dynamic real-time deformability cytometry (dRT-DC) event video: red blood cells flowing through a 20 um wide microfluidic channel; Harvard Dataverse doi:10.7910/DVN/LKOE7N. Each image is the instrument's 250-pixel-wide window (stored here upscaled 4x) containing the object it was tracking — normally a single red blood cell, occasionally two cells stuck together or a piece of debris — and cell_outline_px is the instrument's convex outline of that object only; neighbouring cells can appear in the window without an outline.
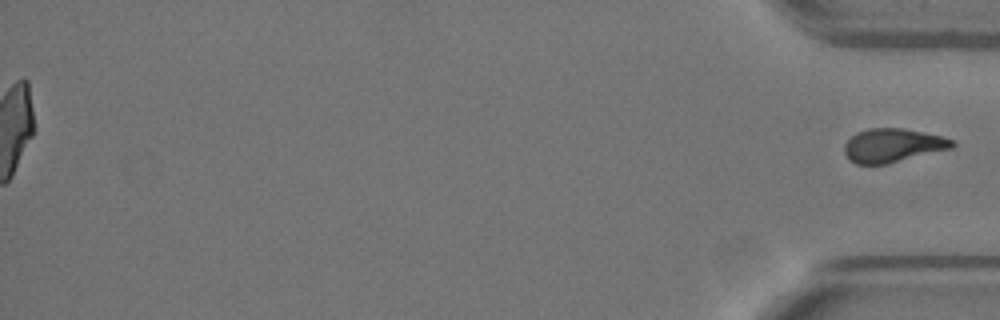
{"species": "Egyptian fruit bat (a non-hibernating species)", "species_latin": "Rousettus aegyptiacus", "temperature_condition": "warm", "stored_images_in_passage": 49, "segment_of_instrument_passage": [2, 2], "camera_frame_rate_fps": 3000, "um_per_image_px": 0.085, "animal": {"sex": "female"}, "frame": {"image": 1, "passage_image": 49, "time_ms": 16.0, "image_size_px": [1000, 320], "cell_outline_px": [[956, 144], [952, 148], [888, 164], [856, 164], [848, 160], [844, 152], [844, 144], [856, 132], [868, 128], [904, 128], [944, 136], [952, 140]], "centroid_in_image_um": [75.88, 12.36], "position_along_channel_um": 359.3, "area_um2": 21.39}}